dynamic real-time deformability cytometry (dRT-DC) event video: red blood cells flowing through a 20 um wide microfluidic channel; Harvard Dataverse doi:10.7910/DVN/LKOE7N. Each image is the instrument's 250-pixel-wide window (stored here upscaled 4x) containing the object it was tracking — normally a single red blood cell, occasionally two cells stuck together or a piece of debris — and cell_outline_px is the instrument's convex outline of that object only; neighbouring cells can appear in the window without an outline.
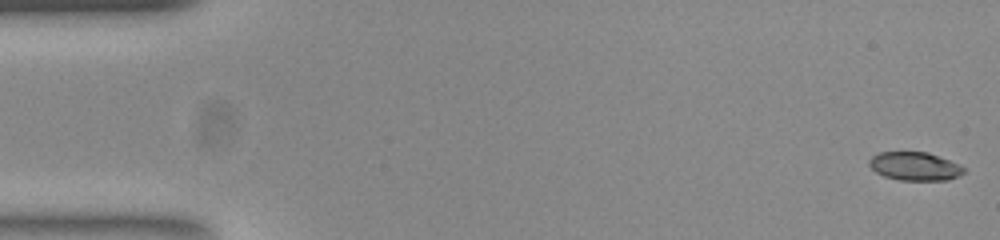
{"species": "common noctule bat (a hibernating species)", "species_latin": "Nyctalus noctula", "temperature_condition": "room temperature", "stored_images_in_passage": 52, "camera_frame_rate_fps": 3000, "um_per_image_px": 0.085, "animal": {"sex": "female", "body_mass_g": 23.0, "forearm_length_mm": 53.4}, "frame": {"image": 1, "passage_image": 1, "time_ms": 0.0, "image_size_px": [1000, 240], "cell_outline_px": [[964, 172], [960, 176], [948, 180], [900, 180], [884, 176], [876, 172], [868, 164], [868, 160], [872, 156], [880, 152], [928, 152], [948, 160], [964, 168]], "centroid_in_image_um": [77.73, 14.13], "position_along_channel_um": 7.3, "area_um2": 15.55}}
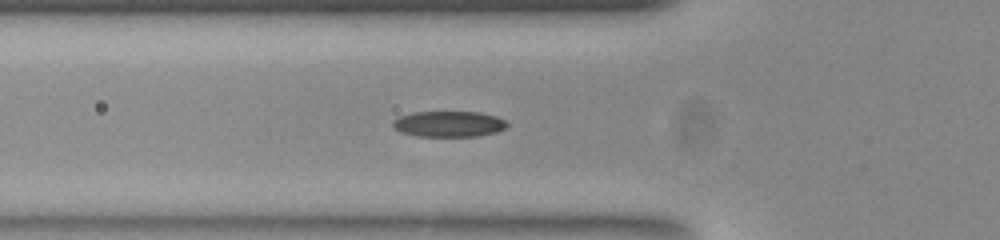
{"frame": {"image": 2, "passage_image": 18, "time_ms": 5.667, "image_size_px": [1000, 240], "cell_outline_px": [[508, 124], [504, 128], [496, 132], [480, 136], [416, 136], [400, 132], [392, 124], [392, 120], [400, 116], [412, 112], [480, 112], [496, 116], [504, 120]], "centroid_in_image_um": [38.13, 10.53], "position_along_channel_um": 87.7, "area_um2": 17.17}}
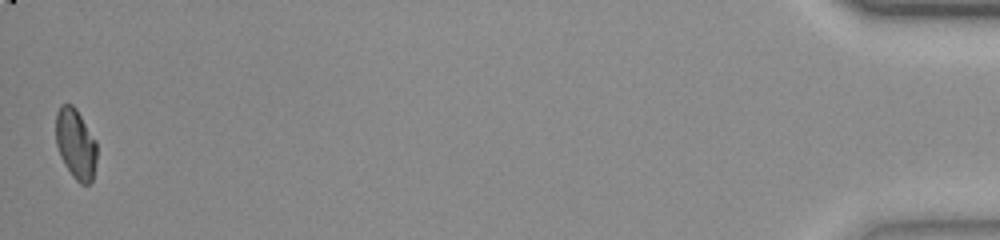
{"frame": {"image": 3, "passage_image": 52, "time_ms": 17.0, "image_size_px": [1000, 240], "cell_outline_px": [[96, 160], [92, 180], [88, 184], [80, 184], [72, 176], [60, 156], [56, 144], [56, 112], [60, 104], [72, 104], [76, 108], [96, 140]], "centroid_in_image_um": [6.42, 12.21], "position_along_channel_um": 428.8, "area_um2": 16.82}, "authors_computed_cell_mechanics": {"area_um2": 16.9354, "velocity_mm_per_s": 3.8936, "shape_relaxation_time_tau1_ms": 3.9655, "shape_relaxation_time_tau2_ms": 3.1648, "deformation_change_tau1": 0.1598, "deformation_change_tau2": 0.0774}}